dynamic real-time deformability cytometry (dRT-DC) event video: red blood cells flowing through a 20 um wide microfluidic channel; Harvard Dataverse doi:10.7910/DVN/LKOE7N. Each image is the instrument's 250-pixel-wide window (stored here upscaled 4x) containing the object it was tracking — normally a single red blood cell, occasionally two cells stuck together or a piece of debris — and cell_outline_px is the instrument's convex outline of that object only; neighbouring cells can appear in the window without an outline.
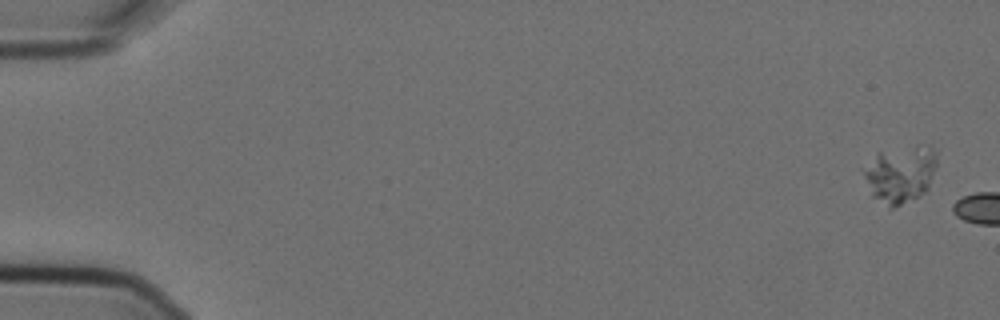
{"species": "Egyptian fruit bat (a non-hibernating species)", "species_latin": "Rousettus aegyptiacus", "temperature_condition": "cold", "stored_images_in_passage": 2, "camera_frame_rate_fps": 3000, "um_per_image_px": 0.085, "animal": {"sex": "female"}, "frame": {"image": 1, "passage_image": 1, "time_ms": 0.0, "image_size_px": [1000, 320], "cell_outline_px": [[936, 168], [928, 188], [924, 192], [892, 208], [872, 196], [860, 168], [880, 152], [916, 144], [928, 144], [936, 148]], "centroid_in_image_um": [76.54, 14.73], "position_along_channel_um": 8.5, "area_um2": 24.45}}